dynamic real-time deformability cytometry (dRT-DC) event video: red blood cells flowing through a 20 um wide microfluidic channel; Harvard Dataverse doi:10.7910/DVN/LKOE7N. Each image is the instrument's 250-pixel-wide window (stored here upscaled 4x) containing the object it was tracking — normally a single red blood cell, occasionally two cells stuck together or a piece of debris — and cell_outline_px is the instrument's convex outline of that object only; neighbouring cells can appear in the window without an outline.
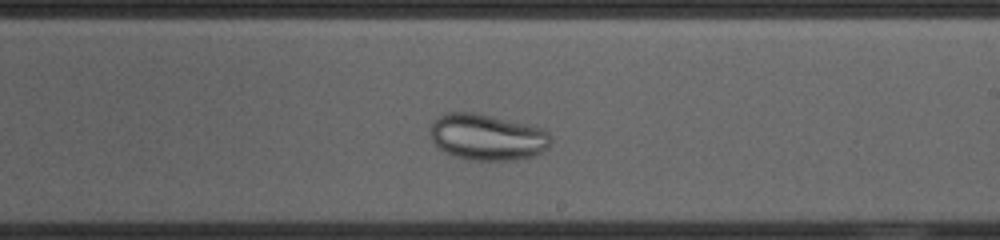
{"species": "common noctule bat (a hibernating species)", "species_latin": "Nyctalus noctula", "temperature_condition": "cold", "stored_images_in_passage": 39, "camera_frame_rate_fps": 3000, "um_per_image_px": 0.085, "animal": {"sex": "female", "body_mass_g": 23.0, "forearm_length_mm": 53.4}, "frame": {"image": 1, "passage_image": 23, "time_ms": 7.333, "image_size_px": [1000, 240], "cell_outline_px": [[552, 140], [548, 148], [532, 156], [512, 160], [476, 160], [456, 156], [444, 152], [432, 140], [432, 124], [444, 112], [472, 112], [492, 116], [528, 124], [544, 128], [548, 132]], "centroid_in_image_um": [41.46, 11.64], "position_along_channel_um": 247.5, "area_um2": 32.19}}
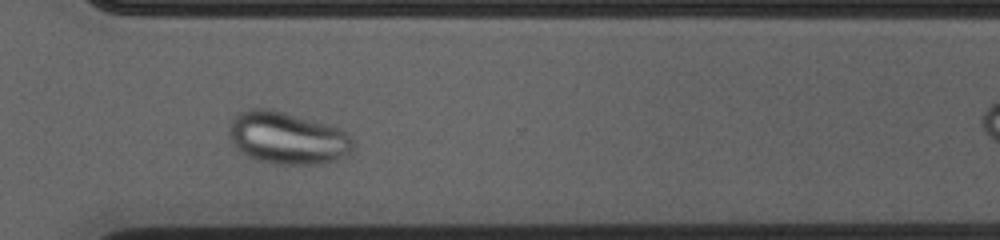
{"frame": {"image": 2, "passage_image": 31, "time_ms": 10.0, "image_size_px": [1000, 240], "cell_outline_px": [[356, 144], [352, 152], [348, 156], [340, 160], [324, 164], [272, 164], [256, 160], [248, 156], [236, 148], [228, 136], [228, 124], [240, 112], [252, 108], [268, 108], [284, 112], [340, 128]], "centroid_in_image_um": [24.44, 11.75], "position_along_channel_um": 346.2, "area_um2": 38.21}}
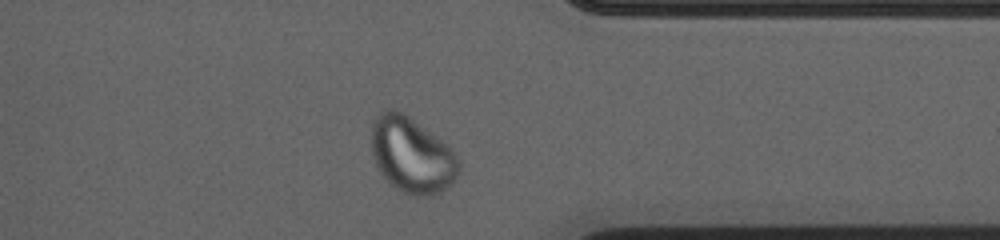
{"frame": {"image": 3, "passage_image": 34, "time_ms": 11.0, "image_size_px": [1000, 240], "cell_outline_px": [[460, 172], [452, 184], [448, 188], [432, 196], [408, 196], [388, 184], [380, 172], [376, 164], [372, 152], [372, 124], [376, 116], [380, 112], [388, 108], [392, 108], [408, 116], [448, 144], [460, 160]], "centroid_in_image_um": [35.03, 13.22], "position_along_channel_um": 376.4, "area_um2": 39.07}}